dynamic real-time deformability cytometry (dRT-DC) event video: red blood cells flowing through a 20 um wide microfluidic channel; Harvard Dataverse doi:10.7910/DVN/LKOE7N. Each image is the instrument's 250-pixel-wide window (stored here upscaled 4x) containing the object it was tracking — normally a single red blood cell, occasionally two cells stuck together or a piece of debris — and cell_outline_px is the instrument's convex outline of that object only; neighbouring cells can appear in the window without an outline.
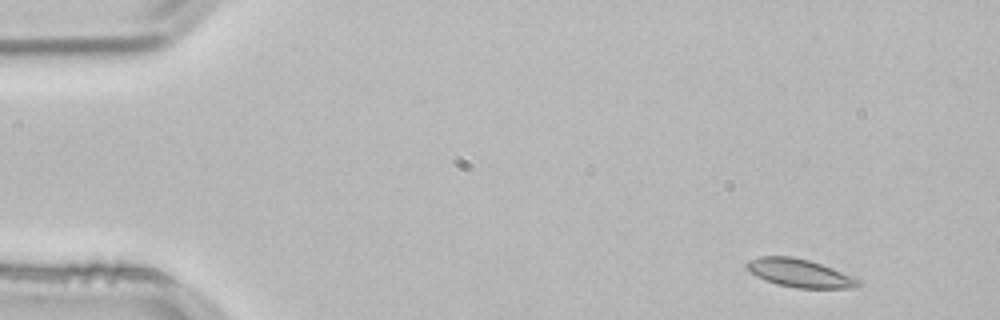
{"species": "common noctule bat (a hibernating species)", "species_latin": "Nyctalus noctula", "temperature_condition": "room temperature", "stored_images_in_passage": 11, "camera_frame_rate_fps": 3000, "um_per_image_px": 0.085, "animal": {"sex": "male", "body_mass_g": 21.5, "forearm_length_mm": 52.0}, "frame": {"image": 1, "passage_image": 1, "time_ms": 0.0, "image_size_px": [1000, 320], "cell_outline_px": [[860, 284], [852, 288], [796, 288], [776, 284], [764, 280], [756, 276], [744, 264], [748, 260], [760, 256], [792, 256], [808, 260], [832, 268], [860, 280]], "centroid_in_image_um": [67.92, 23.21], "position_along_channel_um": 17.1, "area_um2": 18.15}}